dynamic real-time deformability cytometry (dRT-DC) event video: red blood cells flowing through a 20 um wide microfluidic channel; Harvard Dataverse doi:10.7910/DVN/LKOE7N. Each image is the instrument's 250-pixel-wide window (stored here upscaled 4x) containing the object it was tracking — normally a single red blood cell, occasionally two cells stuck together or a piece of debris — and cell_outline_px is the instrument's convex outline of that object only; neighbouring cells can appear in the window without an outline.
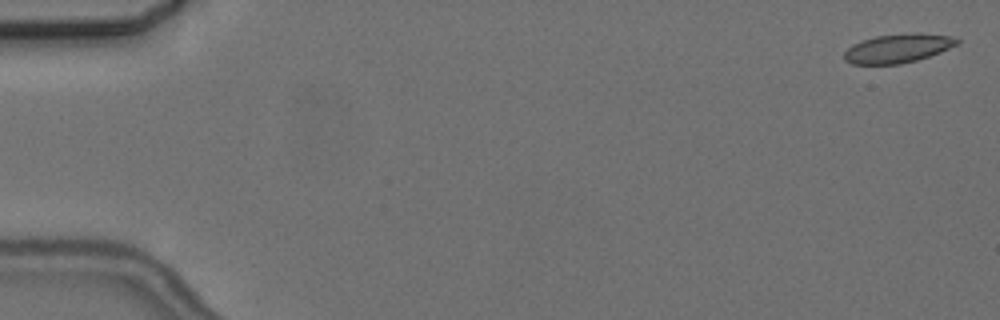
{"species": "common noctule bat (a hibernating species)", "species_latin": "Nyctalus noctula", "temperature_condition": "cold", "stored_images_in_passage": 9, "camera_frame_rate_fps": 3000, "um_per_image_px": 0.085, "animal": {"sex": "female", "body_mass_g": 24.6, "forearm_length_mm": 56.2}, "frame": {"image": 1, "passage_image": 1, "time_ms": 0.0, "image_size_px": [1000, 320], "cell_outline_px": [[960, 40], [956, 44], [940, 52], [916, 60], [900, 64], [852, 64], [844, 60], [844, 52], [852, 44], [860, 40], [876, 36], [912, 32], [920, 32], [948, 36]], "centroid_in_image_um": [76.27, 4.1], "position_along_channel_um": 8.7, "area_um2": 18.96}}
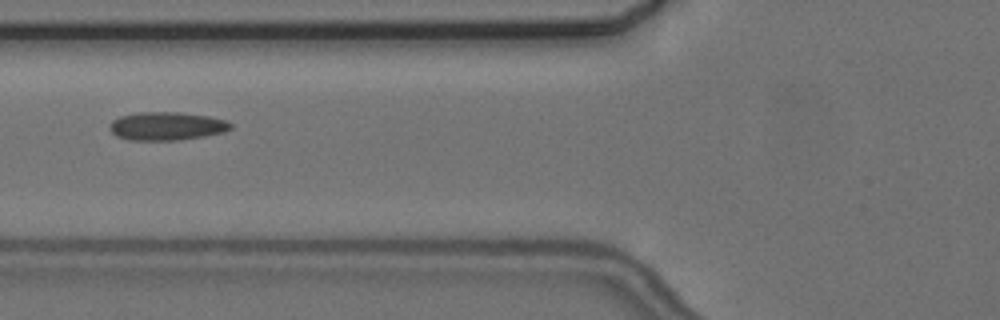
{"frame": {"image": 2, "passage_image": 7, "time_ms": 7.0, "image_size_px": [1000, 320], "cell_outline_px": [[232, 128], [224, 132], [204, 136], [176, 140], [128, 140], [116, 136], [112, 132], [112, 120], [120, 116], [136, 112], [180, 112], [208, 116], [224, 120], [232, 124]], "centroid_in_image_um": [14.17, 10.71], "position_along_channel_um": 111.6, "area_um2": 19.83}}
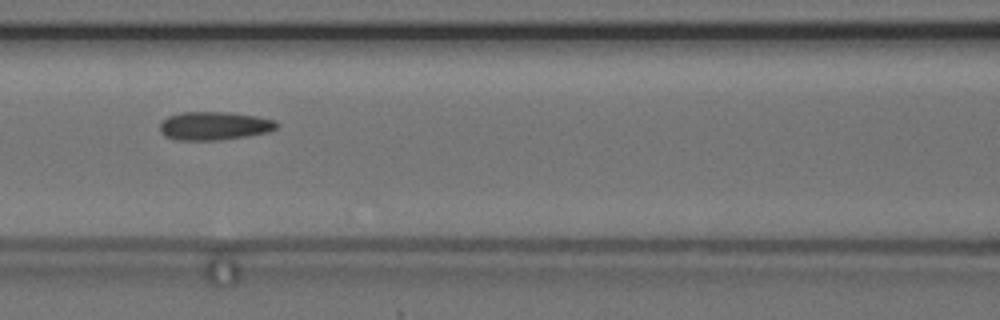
{"frame": {"image": 3, "passage_image": 8, "time_ms": 8.0, "image_size_px": [1000, 320], "cell_outline_px": [[280, 124], [276, 128], [268, 132], [220, 140], [172, 140], [164, 136], [160, 132], [160, 124], [168, 116], [180, 112], [228, 112], [256, 116], [276, 120]], "centroid_in_image_um": [18.19, 10.7], "position_along_channel_um": 148.4, "area_um2": 19.42}}